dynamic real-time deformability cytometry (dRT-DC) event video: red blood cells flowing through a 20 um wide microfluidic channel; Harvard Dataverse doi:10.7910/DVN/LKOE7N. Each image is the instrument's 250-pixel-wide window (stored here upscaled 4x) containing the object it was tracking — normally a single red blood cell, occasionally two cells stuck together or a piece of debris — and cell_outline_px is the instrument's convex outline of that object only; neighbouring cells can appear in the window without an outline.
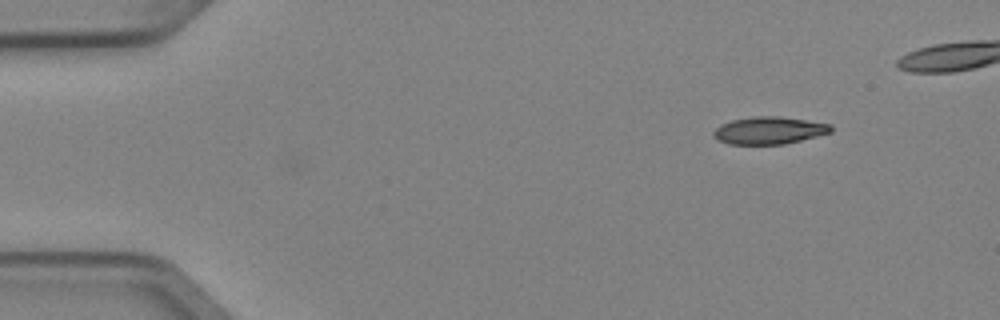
{"species": "Egyptian fruit bat (a non-hibernating species)", "species_latin": "Rousettus aegyptiacus", "temperature_condition": "cold", "stored_images_in_passage": 4, "camera_frame_rate_fps": 3000, "um_per_image_px": 0.085, "animal": {"sex": "female"}, "frame": {"image": 1, "passage_image": 1, "time_ms": 0.0, "image_size_px": [1000, 320], "cell_outline_px": [[832, 132], [784, 144], [728, 144], [712, 136], [712, 132], [720, 124], [732, 120], [756, 116], [776, 116], [832, 124]], "centroid_in_image_um": [65.35, 11.09], "position_along_channel_um": 19.6, "area_um2": 18.55}}